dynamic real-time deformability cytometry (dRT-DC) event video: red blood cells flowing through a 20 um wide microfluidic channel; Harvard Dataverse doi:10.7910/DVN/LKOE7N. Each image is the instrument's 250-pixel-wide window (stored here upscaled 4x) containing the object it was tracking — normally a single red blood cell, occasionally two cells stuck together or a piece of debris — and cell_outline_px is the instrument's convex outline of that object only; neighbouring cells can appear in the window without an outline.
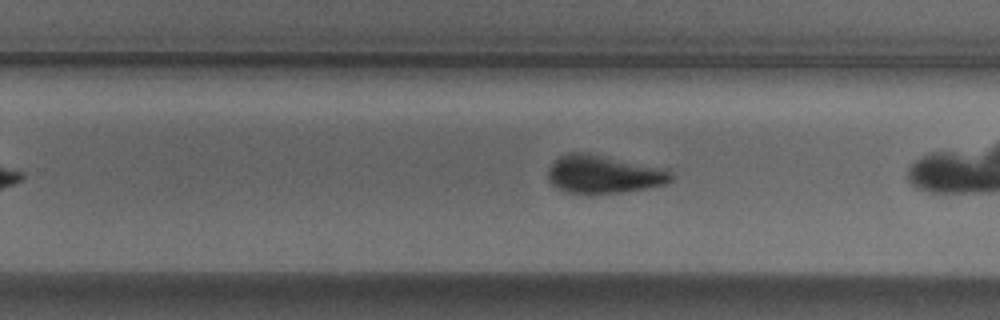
{"species": "Egyptian fruit bat (a non-hibernating species)", "species_latin": "Rousettus aegyptiacus", "temperature_condition": "cold", "stored_images_in_passage": 40, "camera_frame_rate_fps": 3000, "um_per_image_px": 0.085, "animal": {"sex": "male"}, "frame": {"image": 1, "passage_image": 18, "time_ms": 5.667, "image_size_px": [1000, 320], "cell_outline_px": [[672, 180], [664, 184], [644, 188], [620, 192], [568, 192], [556, 188], [548, 180], [548, 168], [560, 156], [568, 152], [588, 152], [668, 168], [672, 172]], "centroid_in_image_um": [51.33, 14.77], "position_along_channel_um": 278.5, "area_um2": 27.28}, "authors_computed_cell_mechanics": {"area_um2": 26.3857, "velocity_mm_per_s": 3.7158, "shape_relaxation_time_tau1_ms": 2.2032, "shape_relaxation_time_tau2_ms": null, "deformation_change_tau1": 0.1203, "deformation_change_tau2": null}}